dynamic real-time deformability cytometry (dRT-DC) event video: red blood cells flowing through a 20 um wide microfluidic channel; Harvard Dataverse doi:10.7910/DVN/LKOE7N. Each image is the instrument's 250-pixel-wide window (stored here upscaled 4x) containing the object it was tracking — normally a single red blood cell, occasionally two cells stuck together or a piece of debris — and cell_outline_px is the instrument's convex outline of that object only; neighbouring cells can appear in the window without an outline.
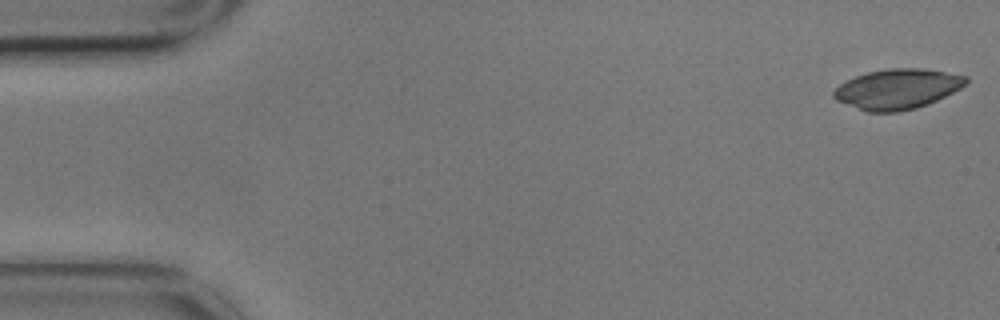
{"species": "common noctule bat (a hibernating species)", "species_latin": "Nyctalus noctula", "temperature_condition": "cold", "stored_images_in_passage": 6, "camera_frame_rate_fps": 3000, "um_per_image_px": 0.085, "animal": {"sex": "male", "body_mass_g": 17.9}, "frame": {"image": 1, "passage_image": 1, "time_ms": 0.0, "image_size_px": [1000, 320], "cell_outline_px": [[968, 84], [928, 104], [916, 108], [900, 112], [868, 112], [836, 100], [832, 96], [832, 92], [840, 84], [856, 76], [868, 72], [888, 68], [924, 68], [968, 76]], "centroid_in_image_um": [76.29, 7.56], "position_along_channel_um": 8.7, "area_um2": 30.87}}